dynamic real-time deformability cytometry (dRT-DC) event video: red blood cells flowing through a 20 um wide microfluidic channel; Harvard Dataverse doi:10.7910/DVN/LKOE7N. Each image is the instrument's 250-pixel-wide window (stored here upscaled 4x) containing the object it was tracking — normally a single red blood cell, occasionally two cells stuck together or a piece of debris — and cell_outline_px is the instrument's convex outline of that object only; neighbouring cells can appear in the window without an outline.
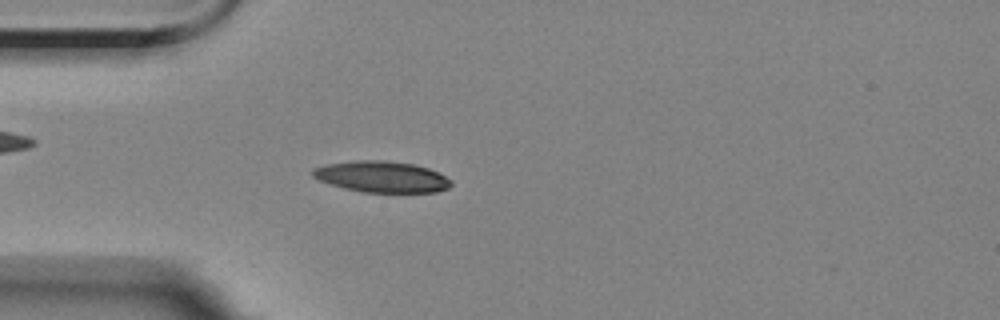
{"species": "Egyptian fruit bat (a non-hibernating species)", "species_latin": "Rousettus aegyptiacus", "temperature_condition": "room temperature", "stored_images_in_passage": 4, "camera_frame_rate_fps": 3000, "um_per_image_px": 0.085, "animal": {"sex": "female"}, "frame": {"image": 1, "passage_image": 4, "time_ms": 3.667, "image_size_px": [1000, 320], "cell_outline_px": [[452, 184], [448, 188], [436, 192], [360, 192], [344, 188], [320, 180], [312, 176], [312, 168], [328, 164], [356, 160], [384, 160], [416, 164], [428, 168], [452, 180]], "centroid_in_image_um": [32.45, 15.02], "position_along_channel_um": 52.5, "area_um2": 25.09}}